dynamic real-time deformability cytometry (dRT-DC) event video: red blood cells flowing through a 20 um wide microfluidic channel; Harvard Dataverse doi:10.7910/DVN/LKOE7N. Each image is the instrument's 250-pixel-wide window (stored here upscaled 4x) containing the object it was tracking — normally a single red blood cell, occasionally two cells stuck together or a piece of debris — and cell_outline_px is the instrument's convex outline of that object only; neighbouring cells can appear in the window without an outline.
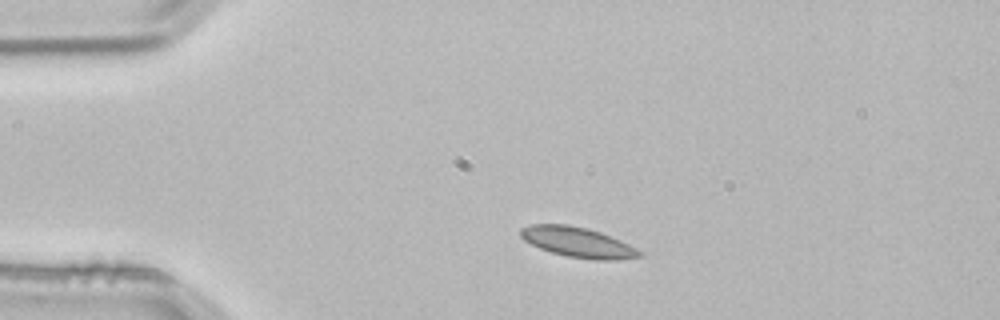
{"species": "common noctule bat (a hibernating species)", "species_latin": "Nyctalus noctula", "temperature_condition": "room temperature", "stored_images_in_passage": 2, "camera_frame_rate_fps": 3000, "um_per_image_px": 0.085, "animal": {"sex": "male", "body_mass_g": 21.5, "forearm_length_mm": 52.0}, "frame": {"image": 1, "passage_image": 1, "time_ms": 0.0, "image_size_px": [1000, 320], "cell_outline_px": [[644, 256], [616, 260], [592, 260], [568, 256], [552, 252], [540, 248], [524, 240], [520, 236], [520, 228], [528, 224], [568, 224], [588, 228], [600, 232], [620, 240], [644, 252]], "centroid_in_image_um": [49.13, 20.59], "position_along_channel_um": 35.9, "area_um2": 20.98}}